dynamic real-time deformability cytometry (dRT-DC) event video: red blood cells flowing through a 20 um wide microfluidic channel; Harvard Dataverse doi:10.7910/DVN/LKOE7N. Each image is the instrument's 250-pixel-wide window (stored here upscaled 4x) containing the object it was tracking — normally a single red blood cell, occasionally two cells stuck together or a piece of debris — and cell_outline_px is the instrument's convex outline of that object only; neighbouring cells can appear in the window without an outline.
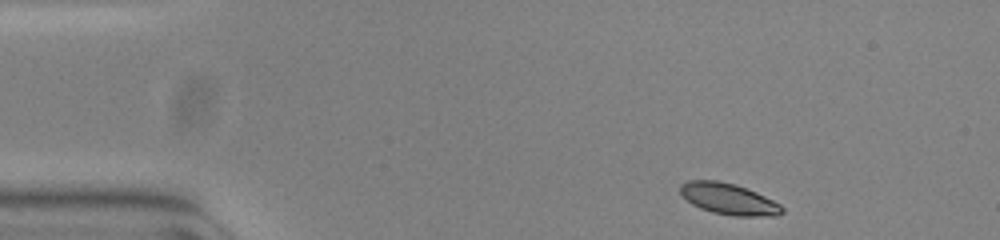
{"species": "common noctule bat (a hibernating species)", "species_latin": "Nyctalus noctula", "temperature_condition": "warm", "stored_images_in_passage": 3, "camera_frame_rate_fps": 3000, "um_per_image_px": 0.085, "animal": {"sex": "female", "body_mass_g": 23.0, "forearm_length_mm": 53.4}, "frame": {"image": 1, "passage_image": 1, "time_ms": 0.0, "image_size_px": [1000, 240], "cell_outline_px": [[784, 212], [776, 216], [732, 216], [712, 212], [700, 208], [692, 204], [680, 192], [680, 184], [688, 180], [716, 180], [732, 184], [756, 192], [780, 204], [784, 208]], "centroid_in_image_um": [61.94, 16.92], "position_along_channel_um": 23.1, "area_um2": 18.38}}